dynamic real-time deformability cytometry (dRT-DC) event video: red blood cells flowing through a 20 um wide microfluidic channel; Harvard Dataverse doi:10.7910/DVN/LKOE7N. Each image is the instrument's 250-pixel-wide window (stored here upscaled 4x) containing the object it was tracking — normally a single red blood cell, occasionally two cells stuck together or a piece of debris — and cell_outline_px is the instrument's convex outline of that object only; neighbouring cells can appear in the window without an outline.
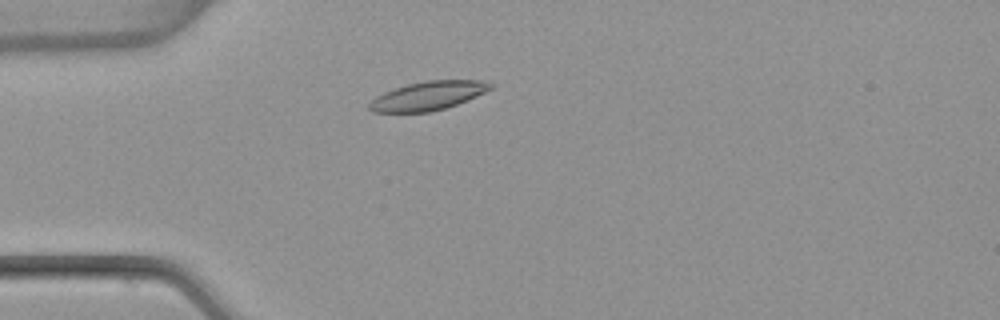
{"species": "common noctule bat (a hibernating species)", "species_latin": "Nyctalus noctula", "temperature_condition": "warm", "stored_images_in_passage": 2, "camera_frame_rate_fps": 3000, "um_per_image_px": 0.085, "animal": {"sex": "female", "body_mass_g": 22.7, "forearm_length_mm": 54.2}, "frame": {"image": 1, "passage_image": 2, "time_ms": 0.333, "image_size_px": [1000, 320], "cell_outline_px": [[496, 84], [492, 88], [468, 100], [444, 108], [428, 112], [372, 112], [368, 108], [368, 104], [376, 96], [384, 92], [408, 84], [428, 80], [480, 80]], "centroid_in_image_um": [36.39, 8.14], "position_along_channel_um": 48.6, "area_um2": 20.17}}